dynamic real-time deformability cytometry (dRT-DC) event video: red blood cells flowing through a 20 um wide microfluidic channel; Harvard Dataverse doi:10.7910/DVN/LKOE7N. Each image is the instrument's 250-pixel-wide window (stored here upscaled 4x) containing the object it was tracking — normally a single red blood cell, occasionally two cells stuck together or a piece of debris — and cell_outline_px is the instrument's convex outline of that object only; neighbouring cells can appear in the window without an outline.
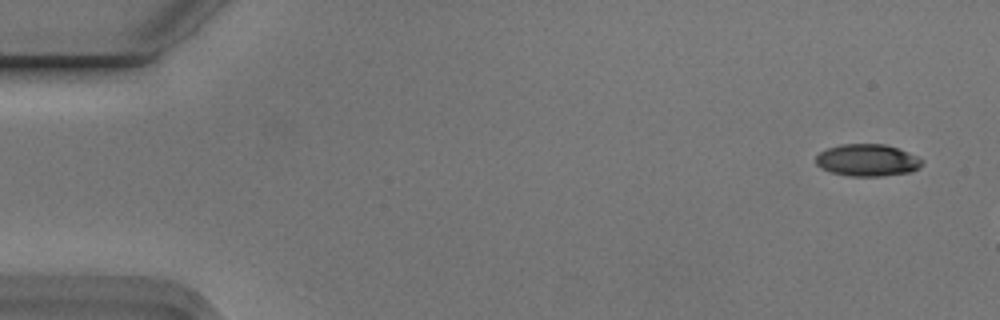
{"species": "Egyptian fruit bat (a non-hibernating species)", "species_latin": "Rousettus aegyptiacus", "temperature_condition": "cold", "stored_images_in_passage": 3, "camera_frame_rate_fps": 3000, "um_per_image_px": 0.085, "animal": {"sex": "male"}, "frame": {"image": 1, "passage_image": 1, "time_ms": 0.0, "image_size_px": [1000, 320], "cell_outline_px": [[924, 164], [920, 168], [912, 172], [880, 176], [848, 176], [832, 172], [820, 168], [816, 164], [816, 156], [820, 152], [828, 148], [840, 144], [884, 144], [908, 152], [924, 160]], "centroid_in_image_um": [73.75, 13.62], "position_along_channel_um": 11.3, "area_um2": 19.94}}